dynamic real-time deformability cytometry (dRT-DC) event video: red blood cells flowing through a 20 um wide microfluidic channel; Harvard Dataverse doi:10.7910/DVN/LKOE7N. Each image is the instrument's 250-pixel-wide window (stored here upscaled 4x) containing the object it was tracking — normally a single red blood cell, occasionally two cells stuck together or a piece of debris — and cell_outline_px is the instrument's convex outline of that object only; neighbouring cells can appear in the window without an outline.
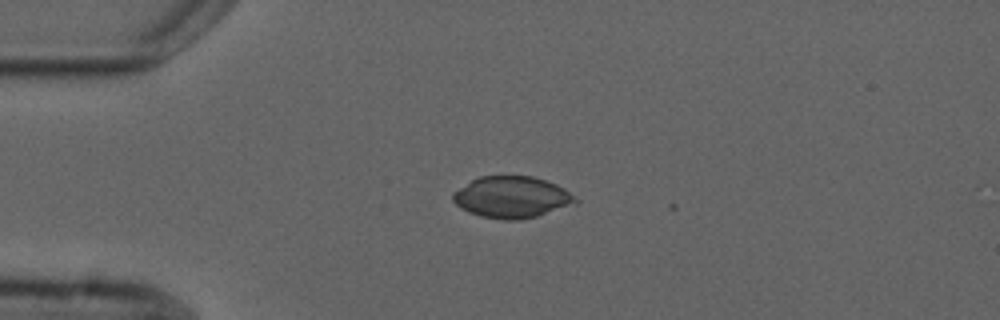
{"species": "common noctule bat (a hibernating species)", "species_latin": "Nyctalus noctula", "temperature_condition": "cold", "stored_images_in_passage": 2, "camera_frame_rate_fps": 3000, "um_per_image_px": 0.085, "animal": {"sex": "male", "forearm_length_mm": 52.5}, "frame": {"image": 1, "passage_image": 1, "time_ms": 0.0, "image_size_px": [1000, 320], "cell_outline_px": [[580, 200], [576, 204], [536, 216], [520, 220], [504, 220], [480, 216], [468, 212], [460, 208], [452, 200], [452, 192], [472, 180], [480, 176], [532, 176], [556, 184], [564, 188]], "centroid_in_image_um": [43.5, 16.76], "position_along_channel_um": 41.5, "area_um2": 29.77}}